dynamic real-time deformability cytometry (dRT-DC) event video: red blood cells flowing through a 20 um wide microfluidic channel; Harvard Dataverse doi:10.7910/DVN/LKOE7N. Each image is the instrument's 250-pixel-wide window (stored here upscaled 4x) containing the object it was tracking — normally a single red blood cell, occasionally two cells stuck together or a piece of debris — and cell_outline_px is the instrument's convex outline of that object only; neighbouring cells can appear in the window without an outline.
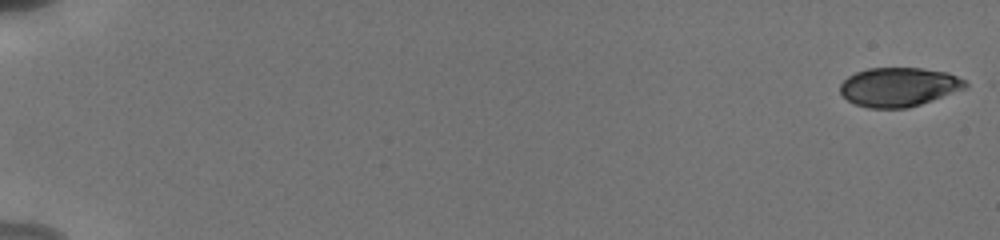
{"species": "human", "species_latin": "Homo sapiens", "temperature_condition": "cold", "stored_images_in_passage": 15, "camera_frame_rate_fps": 3000, "um_per_image_px": 0.085, "donor": {"sex": "male"}, "frame": {"image": 1, "passage_image": 1, "time_ms": 0.0, "image_size_px": [1000, 240], "cell_outline_px": [[972, 84], [968, 88], [908, 108], [868, 108], [856, 104], [848, 100], [840, 92], [840, 84], [848, 76], [856, 72], [868, 68], [920, 68], [948, 72]], "centroid_in_image_um": [76.44, 7.39], "position_along_channel_um": 8.6, "area_um2": 28.61}}
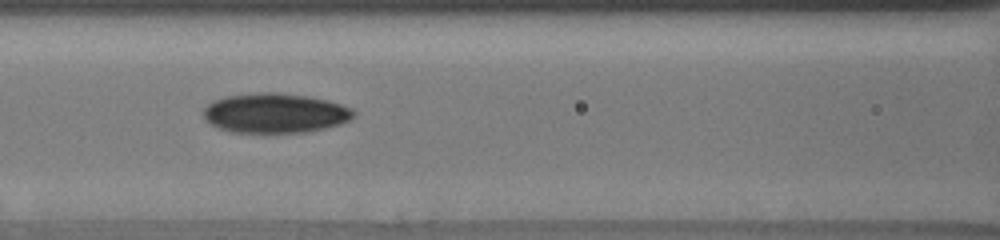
{"frame": {"image": 2, "passage_image": 11, "time_ms": 8.667, "image_size_px": [1000, 240], "cell_outline_px": [[356, 116], [340, 124], [324, 128], [304, 132], [264, 136], [232, 132], [220, 128], [204, 120], [204, 108], [208, 104], [224, 96], [264, 92], [276, 92], [308, 96], [328, 100], [352, 108], [356, 112]], "centroid_in_image_um": [23.38, 9.65], "position_along_channel_um": 143.2, "area_um2": 35.66}}
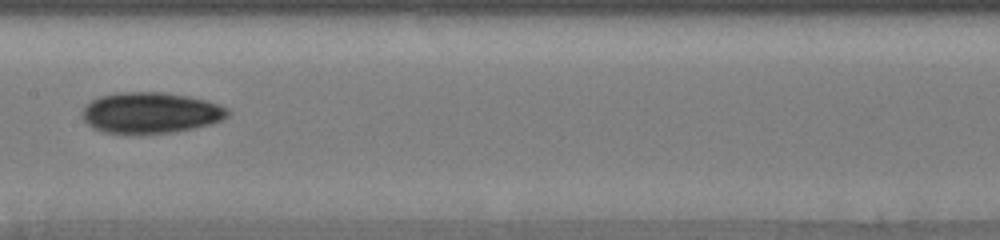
{"frame": {"image": 3, "passage_image": 13, "time_ms": 10.0, "image_size_px": [1000, 240], "cell_outline_px": [[232, 112], [228, 116], [220, 120], [208, 124], [192, 128], [172, 132], [140, 136], [128, 136], [104, 132], [92, 128], [84, 120], [80, 112], [92, 100], [100, 96], [116, 92], [164, 92], [188, 96], [208, 100], [228, 108]], "centroid_in_image_um": [12.77, 9.61], "position_along_channel_um": 194.6, "area_um2": 35.55}}